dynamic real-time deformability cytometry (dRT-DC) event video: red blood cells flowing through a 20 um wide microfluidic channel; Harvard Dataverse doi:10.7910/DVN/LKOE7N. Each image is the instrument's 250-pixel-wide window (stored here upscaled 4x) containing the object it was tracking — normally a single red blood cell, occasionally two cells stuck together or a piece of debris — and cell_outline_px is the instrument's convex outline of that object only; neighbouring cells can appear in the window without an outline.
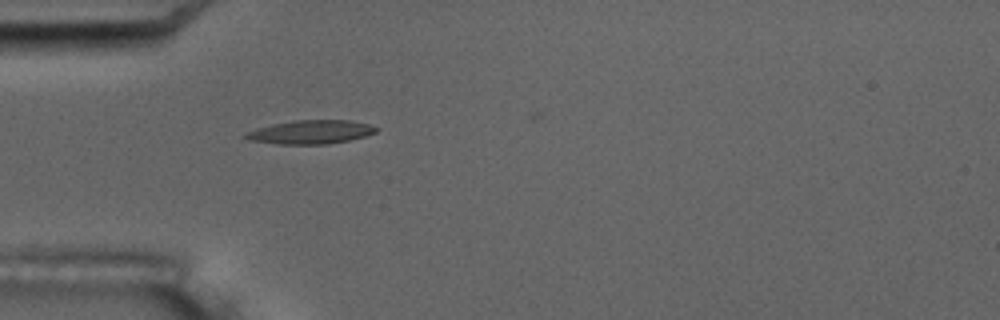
{"species": "common noctule bat (a hibernating species)", "species_latin": "Nyctalus noctula", "temperature_condition": "room temperature", "stored_images_in_passage": 4, "camera_frame_rate_fps": 3000, "um_per_image_px": 0.085, "animal": {"sex": "male", "body_mass_g": 17.5, "forearm_length_mm": 52.3}, "frame": {"image": 1, "passage_image": 4, "time_ms": 4.0, "image_size_px": [1000, 320], "cell_outline_px": [[380, 128], [376, 132], [364, 136], [348, 140], [328, 144], [276, 144], [248, 140], [244, 136], [244, 132], [256, 128], [272, 124], [296, 120], [352, 120], [368, 124]], "centroid_in_image_um": [26.39, 11.22], "position_along_channel_um": 58.6, "area_um2": 18.09}}